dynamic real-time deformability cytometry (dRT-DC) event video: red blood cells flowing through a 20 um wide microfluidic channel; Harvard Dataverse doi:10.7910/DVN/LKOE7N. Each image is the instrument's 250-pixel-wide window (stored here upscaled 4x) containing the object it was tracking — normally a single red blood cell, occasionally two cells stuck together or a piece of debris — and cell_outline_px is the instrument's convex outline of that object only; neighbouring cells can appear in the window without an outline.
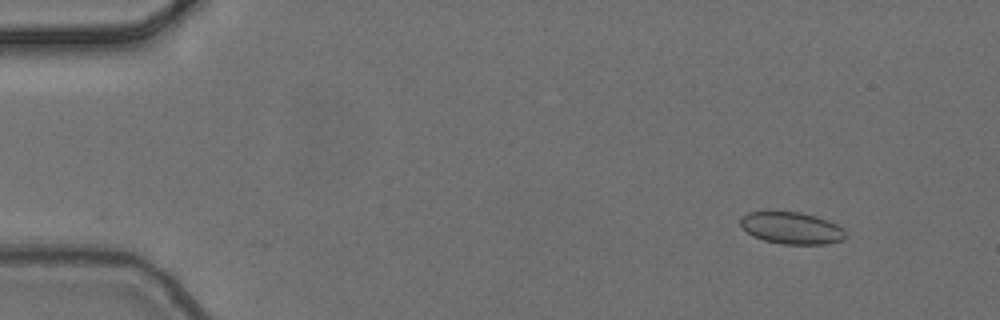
{"species": "common noctule bat (a hibernating species)", "species_latin": "Nyctalus noctula", "temperature_condition": "cold", "stored_images_in_passage": 2, "camera_frame_rate_fps": 3000, "um_per_image_px": 0.085, "animal": {"sex": "female", "body_mass_g": 24.6, "forearm_length_mm": 56.2}, "frame": {"image": 1, "passage_image": 2, "time_ms": 0.333, "image_size_px": [1000, 320], "cell_outline_px": [[844, 236], [840, 240], [824, 244], [784, 244], [764, 240], [752, 236], [740, 228], [740, 216], [748, 212], [800, 212], [816, 216], [828, 220], [844, 228]], "centroid_in_image_um": [67.22, 19.37], "position_along_channel_um": 17.8, "area_um2": 19.54}}